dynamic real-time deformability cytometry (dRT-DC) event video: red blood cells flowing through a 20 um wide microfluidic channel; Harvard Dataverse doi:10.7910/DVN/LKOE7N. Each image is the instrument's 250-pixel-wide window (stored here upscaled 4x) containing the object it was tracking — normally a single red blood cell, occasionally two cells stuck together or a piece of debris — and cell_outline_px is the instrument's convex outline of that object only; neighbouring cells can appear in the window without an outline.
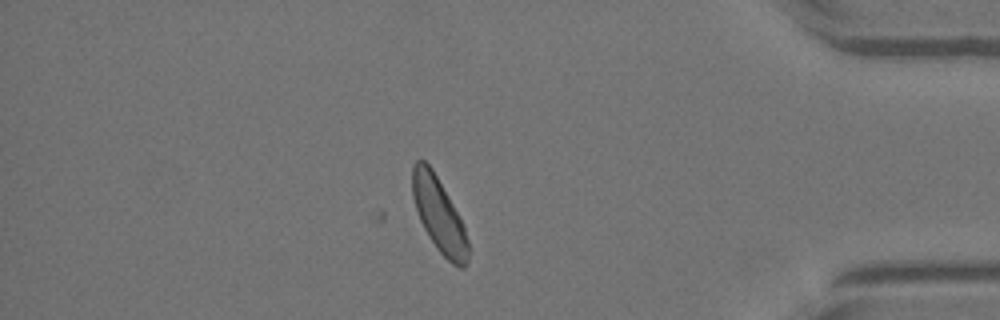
{"species": "Egyptian fruit bat (a non-hibernating species)", "species_latin": "Rousettus aegyptiacus", "temperature_condition": "warm", "stored_images_in_passage": 41, "camera_frame_rate_fps": 3000, "um_per_image_px": 0.085, "animal": {"sex": "female"}, "frame": {"image": 1, "passage_image": 41, "time_ms": 13.333, "image_size_px": [1000, 320], "cell_outline_px": [[468, 260], [464, 268], [460, 268], [452, 264], [436, 248], [428, 236], [420, 220], [412, 196], [412, 164], [416, 160], [424, 160], [432, 168], [452, 204], [464, 228], [468, 240]], "centroid_in_image_um": [37.29, 18.27], "position_along_channel_um": 397.9, "area_um2": 23.76}}